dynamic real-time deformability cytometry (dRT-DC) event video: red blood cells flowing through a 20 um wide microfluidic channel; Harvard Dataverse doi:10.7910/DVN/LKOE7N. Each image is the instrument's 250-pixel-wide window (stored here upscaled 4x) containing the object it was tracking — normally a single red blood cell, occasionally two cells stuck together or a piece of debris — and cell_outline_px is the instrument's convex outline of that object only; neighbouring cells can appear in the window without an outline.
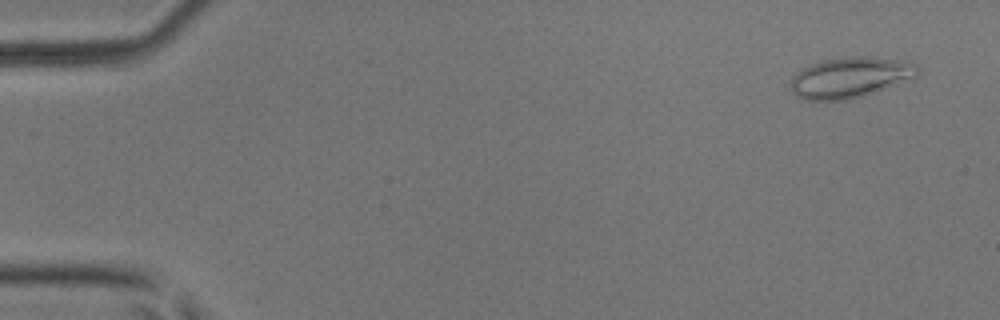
{"species": "common noctule bat (a hibernating species)", "species_latin": "Nyctalus noctula", "temperature_condition": "room temperature", "stored_images_in_passage": 4, "camera_frame_rate_fps": 3000, "um_per_image_px": 0.085, "animal": {"sex": "male", "body_mass_g": 17.9, "forearm_length_mm": 54.2}, "frame": {"image": 1, "passage_image": 1, "time_ms": 0.0, "image_size_px": [1000, 320], "cell_outline_px": [[920, 72], [916, 76], [876, 92], [844, 100], [804, 100], [796, 96], [792, 92], [792, 76], [804, 68], [820, 60], [848, 56], [868, 56], [904, 60], [916, 64], [920, 68]], "centroid_in_image_um": [72.28, 6.57], "position_along_channel_um": 12.7, "area_um2": 30.06}}